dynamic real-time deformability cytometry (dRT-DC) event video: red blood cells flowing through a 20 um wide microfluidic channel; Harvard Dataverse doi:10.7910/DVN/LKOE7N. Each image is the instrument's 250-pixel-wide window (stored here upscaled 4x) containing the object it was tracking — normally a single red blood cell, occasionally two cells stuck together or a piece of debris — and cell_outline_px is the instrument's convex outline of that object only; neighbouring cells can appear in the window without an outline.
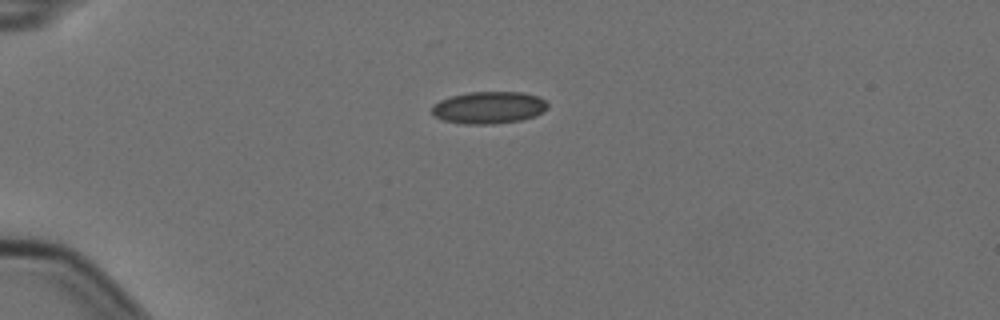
{"species": "Egyptian fruit bat (a non-hibernating species)", "species_latin": "Rousettus aegyptiacus", "temperature_condition": "cold", "stored_images_in_passage": 2, "camera_frame_rate_fps": 3000, "um_per_image_px": 0.085, "animal": {"sex": "female"}, "frame": {"image": 1, "passage_image": 1, "time_ms": 0.0, "image_size_px": [1000, 320], "cell_outline_px": [[548, 108], [536, 116], [520, 120], [492, 124], [464, 124], [444, 120], [432, 116], [432, 108], [440, 100], [452, 96], [468, 92], [524, 92], [540, 96], [548, 104]], "centroid_in_image_um": [41.58, 9.14], "position_along_channel_um": 43.4, "area_um2": 21.73}}
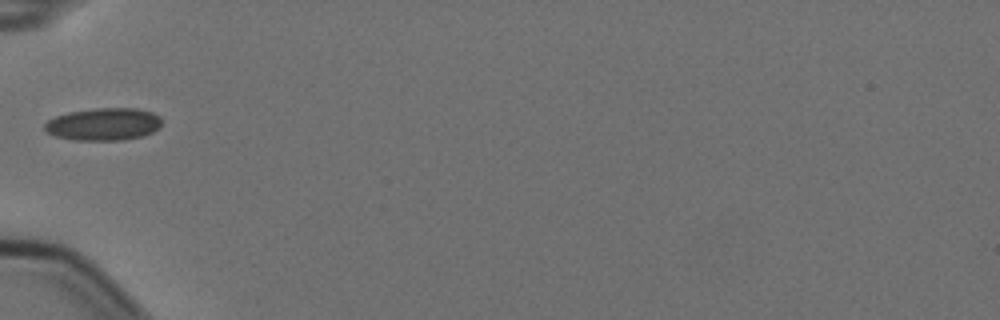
{"frame": {"image": 2, "passage_image": 2, "time_ms": 0.333, "image_size_px": [1000, 320], "cell_outline_px": [[160, 128], [144, 136], [124, 140], [76, 140], [56, 136], [48, 132], [44, 128], [44, 124], [48, 120], [56, 116], [68, 112], [92, 108], [136, 108], [152, 112], [160, 116]], "centroid_in_image_um": [8.82, 10.55], "position_along_channel_um": 76.2, "area_um2": 22.25}}